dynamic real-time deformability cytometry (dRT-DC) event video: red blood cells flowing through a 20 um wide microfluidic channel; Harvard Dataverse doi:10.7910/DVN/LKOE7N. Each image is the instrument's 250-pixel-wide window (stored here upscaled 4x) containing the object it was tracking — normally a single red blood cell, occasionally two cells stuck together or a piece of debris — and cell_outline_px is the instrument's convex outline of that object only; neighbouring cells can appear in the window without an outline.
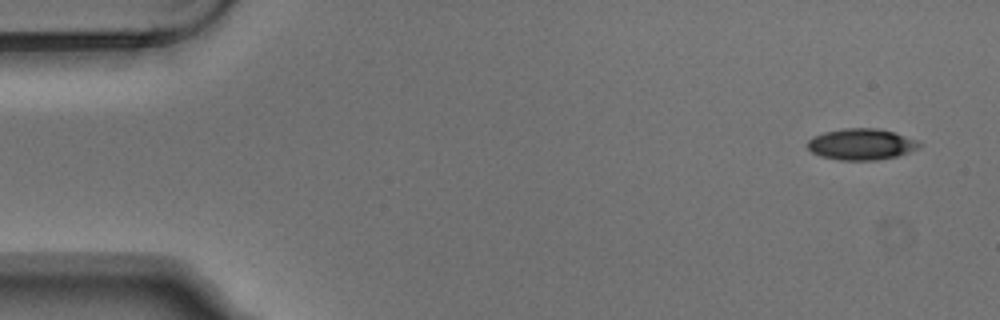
{"species": "Egyptian fruit bat (a non-hibernating species)", "species_latin": "Rousettus aegyptiacus", "temperature_condition": "warm", "stored_images_in_passage": 2, "segment_of_instrument_passage": [2, 2], "camera_frame_rate_fps": 3000, "um_per_image_px": 0.085, "animal": {"sex": "male"}, "frame": {"image": 1, "passage_image": 2, "time_ms": 0.333, "image_size_px": [1000, 320], "cell_outline_px": [[924, 144], [920, 148], [896, 156], [876, 160], [840, 160], [820, 156], [812, 152], [808, 148], [808, 140], [812, 136], [824, 132], [844, 128], [876, 128], [892, 132], [916, 140]], "centroid_in_image_um": [73.2, 12.26], "position_along_channel_um": 11.8, "area_um2": 20.29}}